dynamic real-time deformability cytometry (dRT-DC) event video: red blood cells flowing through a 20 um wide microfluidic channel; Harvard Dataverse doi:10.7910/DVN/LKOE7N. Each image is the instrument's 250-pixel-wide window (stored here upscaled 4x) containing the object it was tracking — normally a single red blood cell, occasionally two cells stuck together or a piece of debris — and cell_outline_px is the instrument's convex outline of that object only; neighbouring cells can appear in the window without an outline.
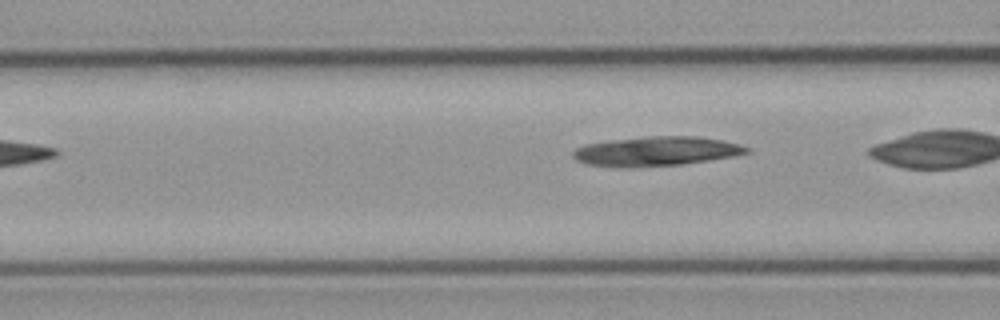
{"species": "common noctule bat (a hibernating species)", "species_latin": "Nyctalus noctula", "temperature_condition": "cold", "stored_images_in_passage": 6, "segment_of_instrument_passage": [2, 2], "camera_frame_rate_fps": 3000, "um_per_image_px": 0.085, "animal": {"sex": "male", "body_mass_g": 23.1, "forearm_length_mm": 52.7}, "frame": {"image": 1, "passage_image": 6, "time_ms": 7.0, "image_size_px": [1000, 320], "cell_outline_px": [[748, 152], [732, 156], [708, 160], [680, 164], [588, 164], [576, 160], [572, 156], [572, 152], [576, 148], [584, 144], [612, 140], [652, 136], [700, 136], [740, 144], [748, 148]], "centroid_in_image_um": [55.82, 12.8], "position_along_channel_um": 110.8, "area_um2": 28.15}}